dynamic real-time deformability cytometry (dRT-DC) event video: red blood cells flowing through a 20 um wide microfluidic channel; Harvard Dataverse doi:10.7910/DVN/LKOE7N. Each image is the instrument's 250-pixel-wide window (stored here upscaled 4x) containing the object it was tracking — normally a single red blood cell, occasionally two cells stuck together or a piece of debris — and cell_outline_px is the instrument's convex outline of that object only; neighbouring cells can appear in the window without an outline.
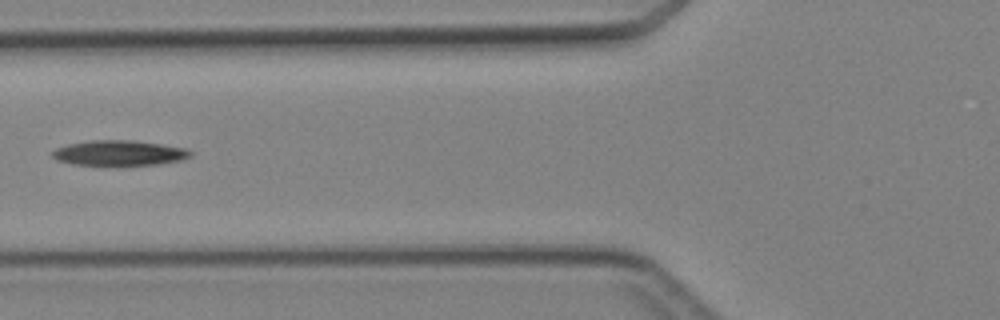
{"species": "Egyptian fruit bat (a non-hibernating species)", "species_latin": "Rousettus aegyptiacus", "temperature_condition": "cold", "stored_images_in_passage": 4, "camera_frame_rate_fps": 3000, "um_per_image_px": 0.085, "animal": {"sex": "female"}, "frame": {"image": 1, "passage_image": 3, "time_ms": 2.333, "image_size_px": [1000, 320], "cell_outline_px": [[192, 156], [184, 160], [160, 164], [112, 168], [72, 164], [56, 160], [52, 156], [52, 152], [56, 148], [68, 144], [92, 140], [128, 140], [160, 144], [184, 148], [192, 152]], "centroid_in_image_um": [10.12, 13.06], "position_along_channel_um": 115.7, "area_um2": 21.21}}
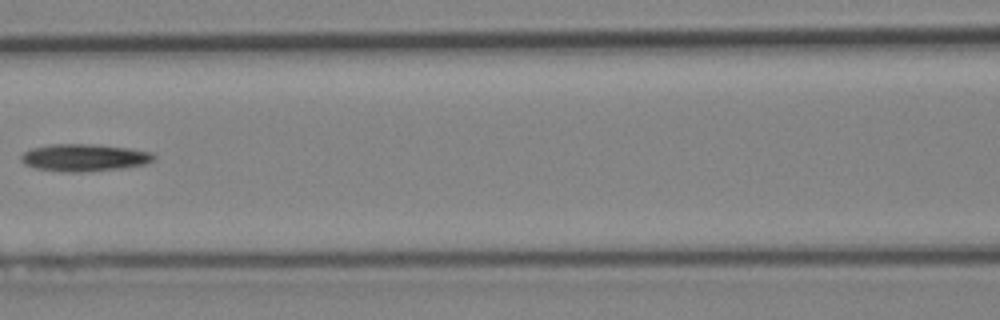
{"frame": {"image": 2, "passage_image": 4, "time_ms": 3.333, "image_size_px": [1000, 320], "cell_outline_px": [[156, 160], [148, 164], [124, 168], [80, 172], [64, 172], [36, 168], [24, 164], [20, 160], [20, 156], [24, 152], [32, 148], [52, 144], [88, 144], [128, 148], [152, 152], [156, 156]], "centroid_in_image_um": [7.2, 13.4], "position_along_channel_um": 159.4, "area_um2": 21.21}}